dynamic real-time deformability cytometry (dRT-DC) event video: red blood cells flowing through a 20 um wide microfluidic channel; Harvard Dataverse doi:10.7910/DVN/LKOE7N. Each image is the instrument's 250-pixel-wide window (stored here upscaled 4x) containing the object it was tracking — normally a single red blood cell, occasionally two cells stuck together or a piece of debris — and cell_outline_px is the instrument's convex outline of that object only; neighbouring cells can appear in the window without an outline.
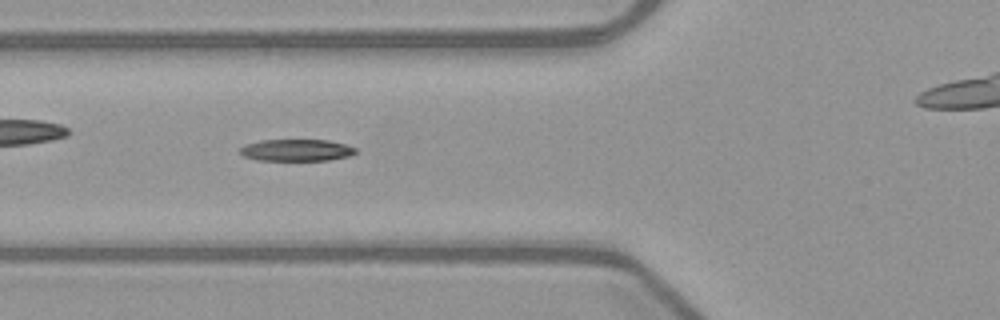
{"species": "common noctule bat (a hibernating species)", "species_latin": "Nyctalus noctula", "temperature_condition": "warm", "stored_images_in_passage": 30, "camera_frame_rate_fps": 3000, "um_per_image_px": 0.085, "animal": {"sex": "female", "body_mass_g": 21.9}, "frame": {"image": 1, "passage_image": 4, "time_ms": 1.0, "image_size_px": [1000, 320], "cell_outline_px": [[356, 152], [348, 156], [328, 160], [256, 160], [244, 156], [240, 152], [240, 148], [244, 144], [260, 140], [328, 140], [344, 144], [356, 148]], "centroid_in_image_um": [25.16, 12.76], "position_along_channel_um": 100.6, "area_um2": 14.62}}
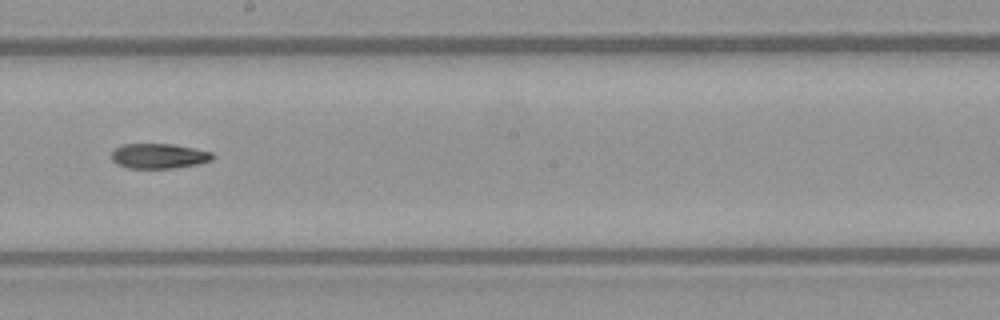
{"frame": {"image": 2, "passage_image": 14, "time_ms": 4.333, "image_size_px": [1000, 320], "cell_outline_px": [[216, 156], [212, 160], [196, 164], [176, 168], [128, 168], [116, 164], [112, 160], [112, 152], [116, 148], [124, 144], [172, 144], [212, 152]], "centroid_in_image_um": [13.51, 13.27], "position_along_channel_um": 234.7, "area_um2": 14.68}}
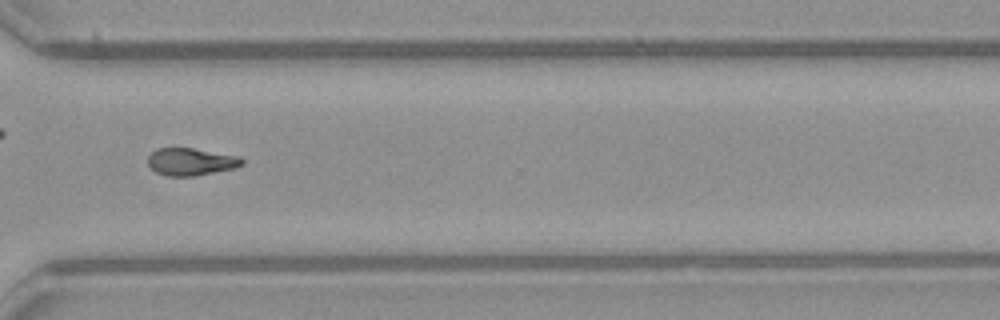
{"frame": {"image": 3, "passage_image": 23, "time_ms": 7.333, "image_size_px": [1000, 320], "cell_outline_px": [[244, 164], [236, 168], [192, 176], [168, 176], [156, 172], [148, 164], [148, 156], [156, 148], [192, 148], [240, 156], [244, 160]], "centroid_in_image_um": [16.25, 13.74], "position_along_channel_um": 354.4, "area_um2": 15.03}}